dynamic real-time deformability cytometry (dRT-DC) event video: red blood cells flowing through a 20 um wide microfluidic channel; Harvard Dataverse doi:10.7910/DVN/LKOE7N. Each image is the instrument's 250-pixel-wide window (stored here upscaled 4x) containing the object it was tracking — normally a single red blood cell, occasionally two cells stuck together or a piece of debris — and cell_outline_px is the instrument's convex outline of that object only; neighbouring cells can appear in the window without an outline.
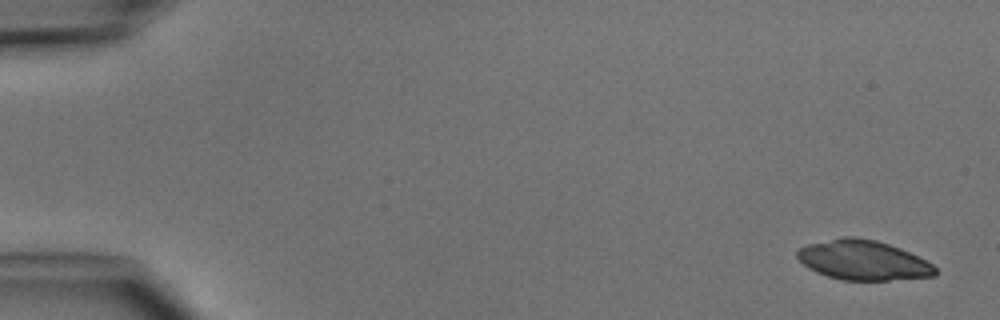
{"species": "common noctule bat (a hibernating species)", "species_latin": "Nyctalus noctula", "temperature_condition": "cold", "stored_images_in_passage": 5, "camera_frame_rate_fps": 3000, "um_per_image_px": 0.085, "animal": {"sex": "male", "body_mass_g": 15.6}, "frame": {"image": 1, "passage_image": 1, "time_ms": 0.0, "image_size_px": [1000, 320], "cell_outline_px": [[936, 276], [888, 280], [840, 280], [816, 272], [808, 268], [796, 256], [796, 252], [800, 248], [808, 244], [844, 236], [856, 236], [876, 240], [900, 248], [932, 264], [936, 268]], "centroid_in_image_um": [73.35, 22.11], "position_along_channel_um": 11.7, "area_um2": 31.79}}